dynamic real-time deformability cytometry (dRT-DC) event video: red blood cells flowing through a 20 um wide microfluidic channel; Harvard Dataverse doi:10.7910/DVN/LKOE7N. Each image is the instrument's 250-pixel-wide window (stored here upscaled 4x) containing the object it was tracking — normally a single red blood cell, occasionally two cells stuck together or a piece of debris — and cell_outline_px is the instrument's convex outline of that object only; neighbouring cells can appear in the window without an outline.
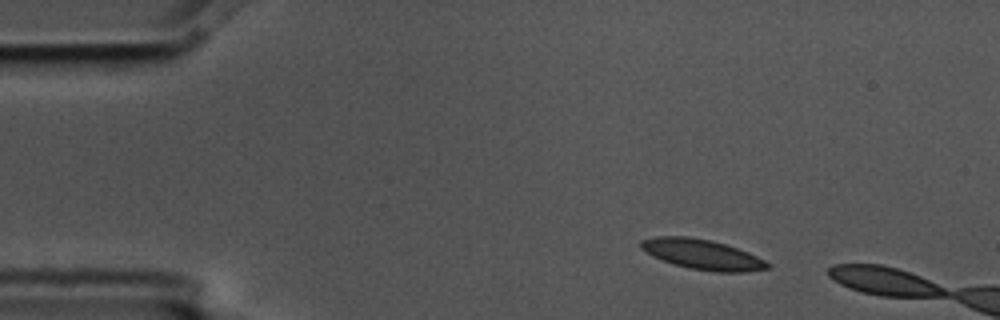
{"species": "common noctule bat (a hibernating species)", "species_latin": "Nyctalus noctula", "temperature_condition": "cold", "stored_images_in_passage": 4, "camera_frame_rate_fps": 3000, "um_per_image_px": 0.085, "animal": {"sex": "male", "body_mass_g": 17.5, "forearm_length_mm": 52.3}, "frame": {"image": 1, "passage_image": 2, "time_ms": 0.333, "image_size_px": [1000, 320], "cell_outline_px": [[772, 268], [744, 272], [716, 272], [692, 268], [676, 264], [652, 256], [640, 248], [640, 240], [656, 236], [688, 236], [708, 240], [724, 244], [748, 252], [772, 264]], "centroid_in_image_um": [59.71, 21.62], "position_along_channel_um": 25.3, "area_um2": 21.96}}